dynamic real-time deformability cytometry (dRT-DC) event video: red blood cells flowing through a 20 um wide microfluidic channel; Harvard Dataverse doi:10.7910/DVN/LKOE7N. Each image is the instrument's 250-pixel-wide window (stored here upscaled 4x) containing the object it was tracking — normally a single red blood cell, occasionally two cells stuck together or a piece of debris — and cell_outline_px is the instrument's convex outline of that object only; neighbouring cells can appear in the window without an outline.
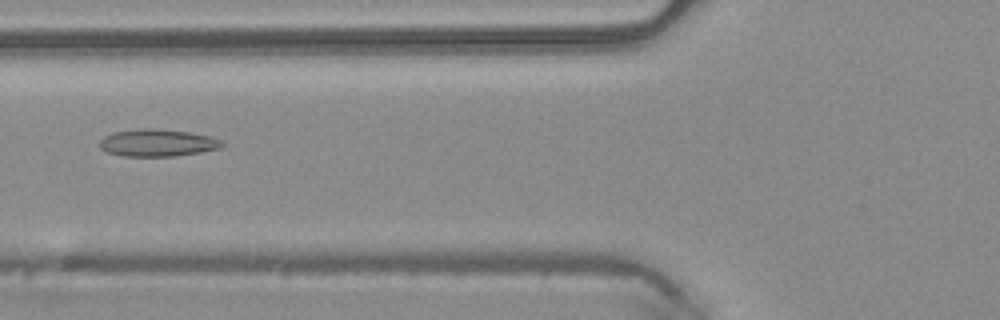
{"species": "common noctule bat (a hibernating species)", "species_latin": "Nyctalus noctula", "temperature_condition": "warm", "stored_images_in_passage": 36, "camera_frame_rate_fps": 3000, "um_per_image_px": 0.085, "animal": {"sex": "male", "body_mass_g": 20.4}, "frame": {"image": 1, "passage_image": 6, "time_ms": 1.667, "image_size_px": [1000, 320], "cell_outline_px": [[224, 144], [220, 148], [200, 152], [176, 156], [124, 156], [104, 152], [100, 148], [100, 140], [104, 136], [112, 132], [144, 128], [152, 128], [188, 132], [208, 136], [224, 140]], "centroid_in_image_um": [13.36, 12.14], "position_along_channel_um": 112.4, "area_um2": 19.48}}
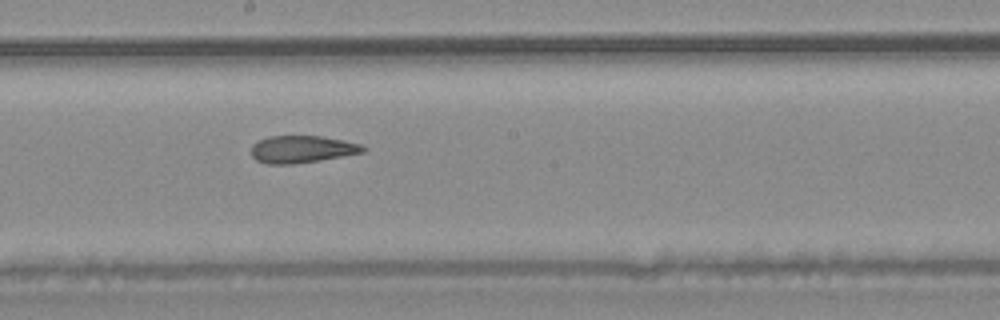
{"frame": {"image": 2, "passage_image": 14, "time_ms": 4.333, "image_size_px": [1000, 320], "cell_outline_px": [[368, 148], [364, 152], [320, 160], [292, 164], [268, 164], [256, 160], [252, 156], [252, 144], [268, 136], [320, 136], [344, 140], [360, 144]], "centroid_in_image_um": [25.67, 12.68], "position_along_channel_um": 222.5, "area_um2": 17.69}}
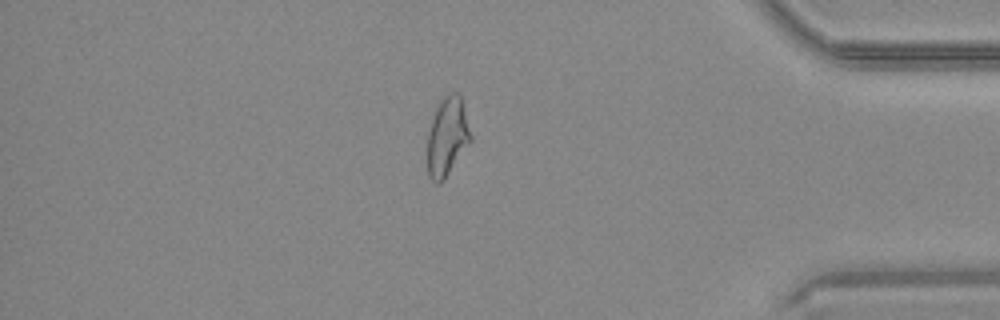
{"frame": {"image": 3, "passage_image": 29, "time_ms": 9.333, "image_size_px": [1000, 320], "cell_outline_px": [[472, 140], [444, 180], [440, 184], [436, 184], [428, 176], [428, 132], [436, 108], [440, 100], [444, 96], [452, 92], [456, 92], [460, 96], [472, 136]], "centroid_in_image_um": [38.02, 11.64], "position_along_channel_um": 397.2, "area_um2": 19.71}, "authors_computed_cell_mechanics": {"area_um2": 18.8428, "velocity_mm_per_s": 4.1264, "shape_relaxation_time_tau1_ms": null, "shape_relaxation_time_tau2_ms": 3.4262, "deformation_change_tau1": null, "deformation_change_tau2": 0.1064}}